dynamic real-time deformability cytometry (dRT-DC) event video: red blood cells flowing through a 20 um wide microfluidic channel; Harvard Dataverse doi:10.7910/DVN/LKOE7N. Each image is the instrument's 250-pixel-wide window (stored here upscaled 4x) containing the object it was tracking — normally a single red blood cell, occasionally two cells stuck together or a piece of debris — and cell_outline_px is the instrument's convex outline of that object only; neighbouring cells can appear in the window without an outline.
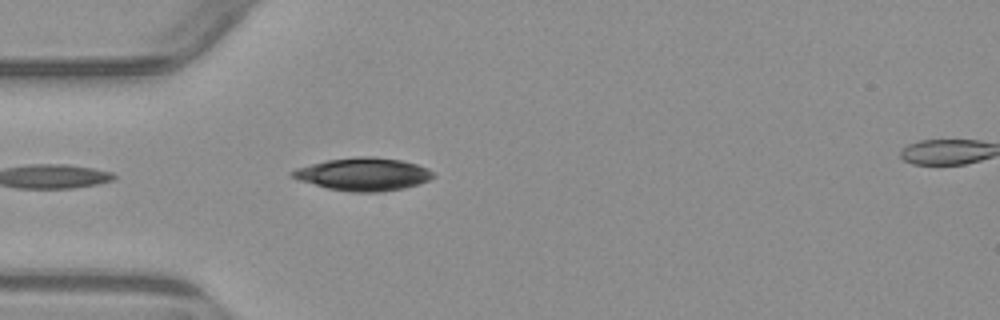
{"species": "common noctule bat (a hibernating species)", "species_latin": "Nyctalus noctula", "temperature_condition": "warm", "stored_images_in_passage": 5, "camera_frame_rate_fps": 3000, "um_per_image_px": 0.085, "animal": {"sex": "male", "body_mass_g": 23.1, "forearm_length_mm": 52.7}, "frame": {"image": 1, "passage_image": 4, "time_ms": 4.333, "image_size_px": [1000, 320], "cell_outline_px": [[436, 176], [428, 180], [404, 188], [380, 192], [352, 192], [328, 188], [300, 180], [288, 176], [288, 172], [296, 168], [328, 160], [356, 156], [372, 156], [400, 160], [416, 164], [428, 168]], "centroid_in_image_um": [30.86, 14.8], "position_along_channel_um": 54.1, "area_um2": 26.82}}